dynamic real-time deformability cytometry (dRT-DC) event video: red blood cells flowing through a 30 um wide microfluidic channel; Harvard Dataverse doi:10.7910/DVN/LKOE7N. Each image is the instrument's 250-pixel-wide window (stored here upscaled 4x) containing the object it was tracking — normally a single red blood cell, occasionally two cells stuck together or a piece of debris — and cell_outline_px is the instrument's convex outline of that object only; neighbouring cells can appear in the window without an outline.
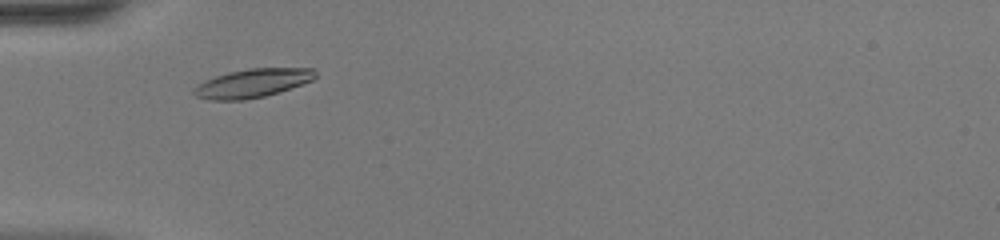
{"species": "common noctule bat (a hibernating species)", "species_latin": "Nyctalus noctula", "temperature_condition": "warm", "stored_images_in_passage": 38, "camera_frame_rate_fps": 3000, "um_per_image_px": 0.085, "animal": {"sex": "female", "body_mass_g": 20.0, "forearm_length_mm": 54.0}, "frame": {"image": 1, "passage_image": 5, "time_ms": 1.333, "image_size_px": [1000, 240], "cell_outline_px": [[316, 76], [312, 80], [280, 92], [264, 96], [244, 100], [208, 100], [196, 96], [192, 92], [192, 88], [196, 84], [204, 80], [228, 72], [248, 68], [312, 68], [316, 72]], "centroid_in_image_um": [21.41, 7.07], "position_along_channel_um": 63.6, "area_um2": 20.4}}
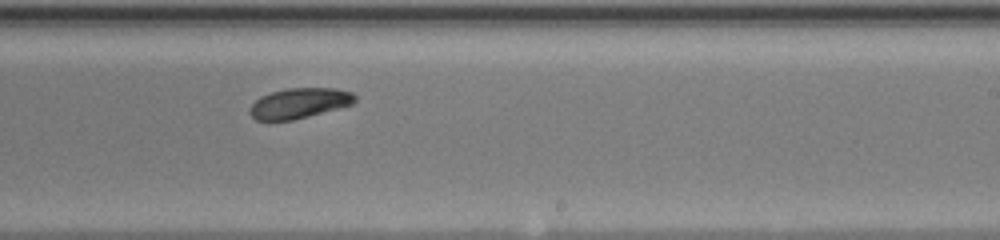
{"frame": {"image": 2, "passage_image": 20, "time_ms": 6.333, "image_size_px": [1000, 240], "cell_outline_px": [[356, 100], [352, 104], [340, 108], [292, 120], [256, 120], [248, 112], [252, 104], [260, 96], [272, 92], [288, 88], [336, 88], [352, 92], [356, 96]], "centroid_in_image_um": [25.45, 8.76], "position_along_channel_um": 263.5, "area_um2": 18.5}}
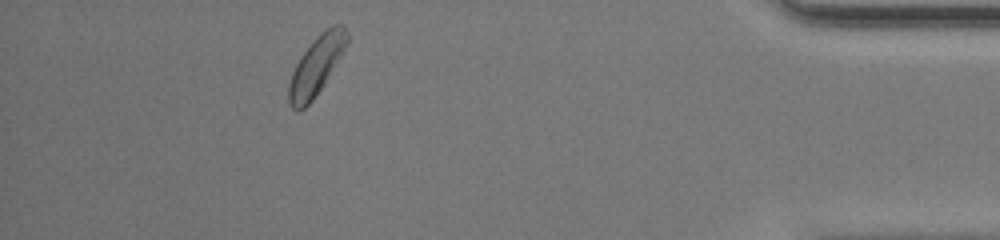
{"frame": {"image": 3, "passage_image": 34, "time_ms": 11.0, "image_size_px": [1000, 240], "cell_outline_px": [[348, 44], [324, 84], [312, 100], [304, 108], [296, 112], [288, 104], [288, 84], [292, 72], [300, 56], [312, 40], [320, 32], [332, 24], [344, 24], [348, 32]], "centroid_in_image_um": [26.88, 5.55], "position_along_channel_um": 408.3, "area_um2": 20.17}, "authors_computed_cell_mechanics": {"area_um2": 19.2474, "velocity_mm_per_s": 4.0921, "shape_relaxation_time_tau1_ms": 2.4465, "shape_relaxation_time_tau2_ms": null, "deformation_change_tau1": 0.0831, "deformation_change_tau2": null}}